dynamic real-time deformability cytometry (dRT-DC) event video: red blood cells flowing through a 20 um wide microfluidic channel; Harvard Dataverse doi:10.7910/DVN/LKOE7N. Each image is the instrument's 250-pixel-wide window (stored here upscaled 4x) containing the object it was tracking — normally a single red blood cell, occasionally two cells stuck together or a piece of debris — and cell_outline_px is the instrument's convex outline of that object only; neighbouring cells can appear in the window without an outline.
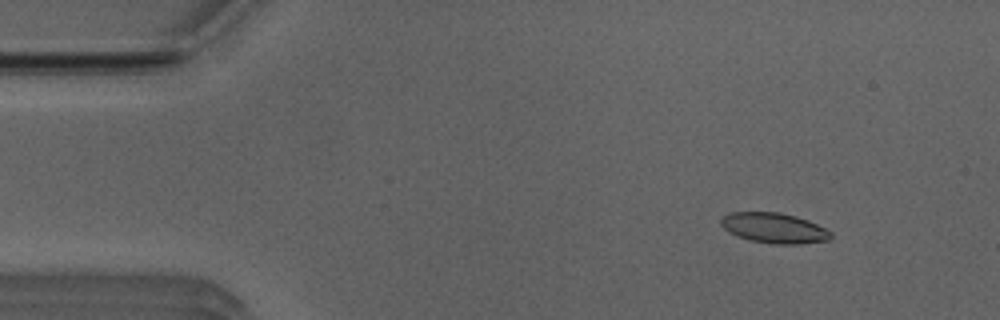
{"species": "Egyptian fruit bat (a non-hibernating species)", "species_latin": "Rousettus aegyptiacus", "temperature_condition": "room temperature", "stored_images_in_passage": 51, "camera_frame_rate_fps": 3000, "um_per_image_px": 0.085, "animal": {"sex": "male"}, "frame": {"image": 1, "passage_image": 5, "time_ms": 1.333, "image_size_px": [1000, 320], "cell_outline_px": [[832, 236], [828, 240], [800, 244], [772, 244], [748, 240], [736, 236], [728, 232], [720, 224], [720, 220], [724, 216], [732, 212], [776, 212], [796, 216], [808, 220], [832, 232]], "centroid_in_image_um": [65.78, 19.39], "position_along_channel_um": 19.2, "area_um2": 19.42}}
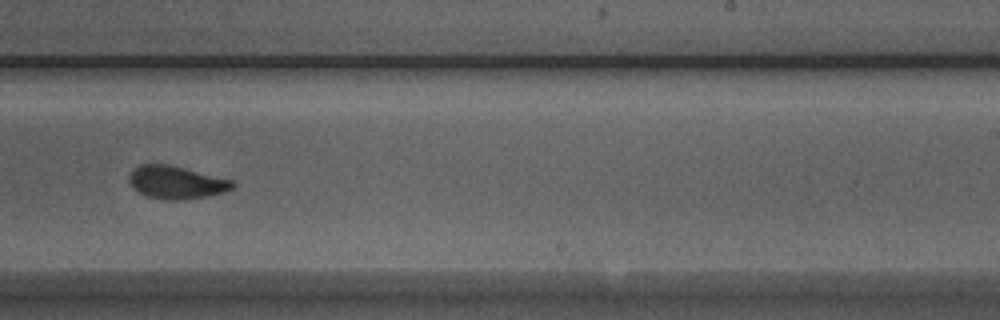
{"frame": {"image": 2, "passage_image": 31, "time_ms": 10.0, "image_size_px": [1000, 320], "cell_outline_px": [[236, 184], [232, 188], [224, 192], [204, 196], [180, 200], [168, 200], [144, 196], [128, 180], [128, 176], [132, 168], [140, 164], [168, 164], [232, 180]], "centroid_in_image_um": [14.95, 15.49], "position_along_channel_um": 274.1, "area_um2": 19.59}}
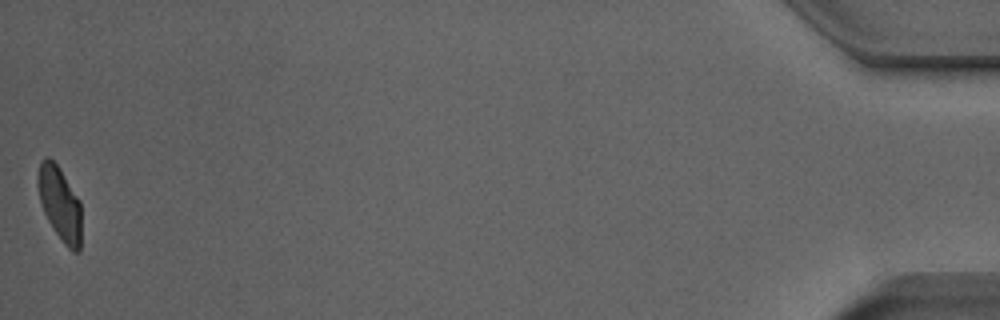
{"frame": {"image": 3, "passage_image": 51, "time_ms": 16.667, "image_size_px": [1000, 320], "cell_outline_px": [[80, 252], [72, 252], [64, 244], [48, 220], [44, 212], [40, 200], [36, 184], [36, 180], [40, 160], [44, 156], [48, 156], [56, 164], [80, 200]], "centroid_in_image_um": [5.06, 17.28], "position_along_channel_um": 430.1, "area_um2": 18.67}, "authors_computed_cell_mechanics": {"area_um2": 19.8254, "velocity_mm_per_s": 3.9069, "shape_relaxation_time_tau1_ms": 4.3265, "shape_relaxation_time_tau2_ms": 1.2491, "deformation_change_tau1": 0.1473, "deformation_change_tau2": 0.0586}}